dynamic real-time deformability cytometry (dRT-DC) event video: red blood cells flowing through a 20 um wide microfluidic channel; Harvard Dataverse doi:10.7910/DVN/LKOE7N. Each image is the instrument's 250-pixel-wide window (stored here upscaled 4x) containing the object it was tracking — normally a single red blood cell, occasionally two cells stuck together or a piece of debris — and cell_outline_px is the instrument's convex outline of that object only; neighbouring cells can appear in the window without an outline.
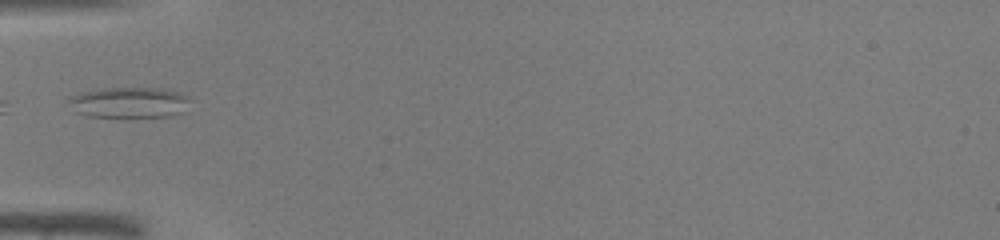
{"species": "common noctule bat (a hibernating species)", "species_latin": "Nyctalus noctula", "temperature_condition": "warm", "stored_images_in_passage": 3, "camera_frame_rate_fps": 3000, "um_per_image_px": 0.085, "animal": {"sex": "male", "body_mass_g": 19.0, "forearm_length_mm": 50.8}, "frame": {"image": 1, "passage_image": 1, "time_ms": 0.0, "image_size_px": [1000, 240], "cell_outline_px": [[192, 100], [180, 112], [168, 116], [88, 116], [76, 112], [68, 100], [68, 96], [80, 92], [100, 88], [164, 88], [180, 92], [188, 96]], "centroid_in_image_um": [10.97, 8.68], "position_along_channel_um": 74.0, "area_um2": 21.62}}